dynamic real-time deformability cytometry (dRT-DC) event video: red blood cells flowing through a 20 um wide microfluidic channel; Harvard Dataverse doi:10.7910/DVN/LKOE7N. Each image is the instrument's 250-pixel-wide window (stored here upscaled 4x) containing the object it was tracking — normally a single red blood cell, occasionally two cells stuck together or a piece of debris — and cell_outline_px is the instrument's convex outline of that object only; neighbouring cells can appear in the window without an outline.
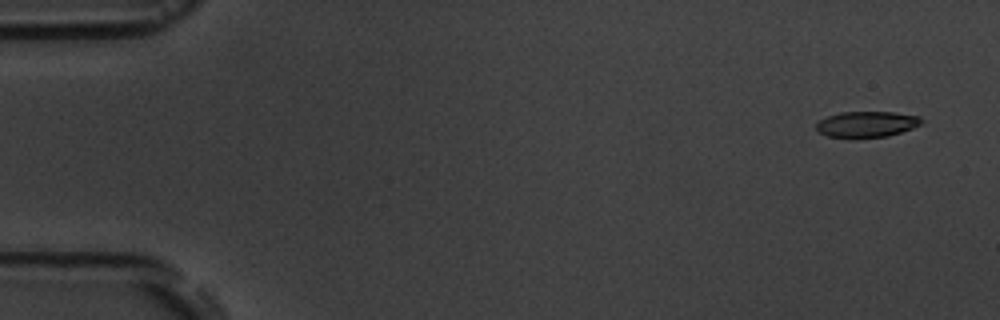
{"species": "common noctule bat (a hibernating species)", "species_latin": "Nyctalus noctula", "temperature_condition": "room temperature", "stored_images_in_passage": 9, "camera_frame_rate_fps": 3000, "um_per_image_px": 0.085, "animal": {"sex": "male", "body_mass_g": 19.5, "forearm_length_mm": 54.6}, "frame": {"image": 1, "passage_image": 1, "time_ms": 0.0, "image_size_px": [1000, 320], "cell_outline_px": [[924, 120], [920, 124], [912, 128], [888, 136], [856, 140], [852, 140], [828, 136], [820, 132], [816, 128], [816, 124], [820, 120], [828, 116], [840, 112], [892, 112], [920, 116]], "centroid_in_image_um": [73.65, 10.59], "position_along_channel_um": 11.3, "area_um2": 16.3}}
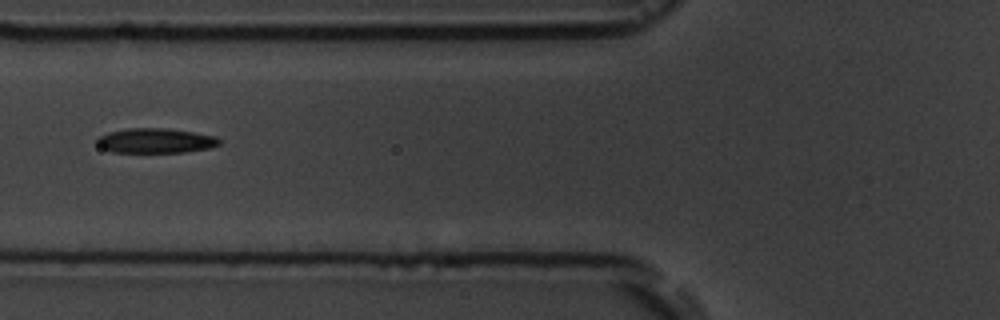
{"frame": {"image": 2, "passage_image": 6, "time_ms": 6.333, "image_size_px": [1000, 320], "cell_outline_px": [[220, 144], [208, 148], [184, 152], [112, 152], [100, 148], [96, 144], [96, 140], [100, 136], [108, 132], [128, 128], [164, 128], [192, 132], [216, 136], [220, 140]], "centroid_in_image_um": [13.18, 11.96], "position_along_channel_um": 112.6, "area_um2": 17.63}}
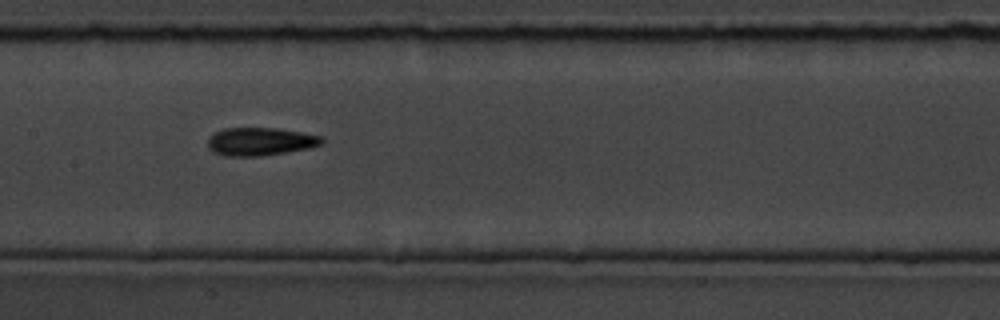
{"frame": {"image": 3, "passage_image": 8, "time_ms": 8.333, "image_size_px": [1000, 320], "cell_outline_px": [[324, 140], [320, 144], [308, 148], [260, 156], [224, 156], [212, 152], [208, 148], [208, 136], [224, 128], [276, 128], [300, 132], [320, 136]], "centroid_in_image_um": [22.05, 12.03], "position_along_channel_um": 185.4, "area_um2": 18.5}}